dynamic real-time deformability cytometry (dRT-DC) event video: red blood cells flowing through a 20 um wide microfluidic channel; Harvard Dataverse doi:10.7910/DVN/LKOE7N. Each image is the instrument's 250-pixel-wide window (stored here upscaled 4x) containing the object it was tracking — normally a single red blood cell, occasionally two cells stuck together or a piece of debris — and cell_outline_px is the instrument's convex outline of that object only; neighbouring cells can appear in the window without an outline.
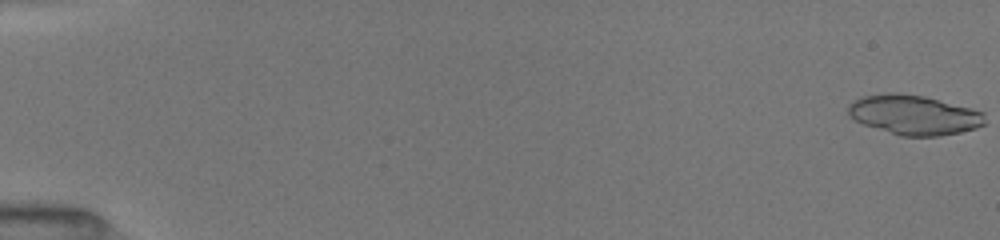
{"species": "common noctule bat (a hibernating species)", "species_latin": "Nyctalus noctula", "temperature_condition": "room temperature", "stored_images_in_passage": 33, "camera_frame_rate_fps": 3000, "um_per_image_px": 0.085, "animal": {"sex": "female", "body_mass_g": 19.5, "forearm_length_mm": 54.1}, "frame": {"image": 1, "passage_image": 1, "time_ms": 0.0, "image_size_px": [1000, 240], "cell_outline_px": [[984, 124], [976, 128], [960, 132], [940, 136], [900, 136], [864, 124], [856, 120], [848, 112], [848, 104], [864, 96], [924, 96], [984, 112]], "centroid_in_image_um": [77.75, 9.82], "position_along_channel_um": 7.3, "area_um2": 30.29}}
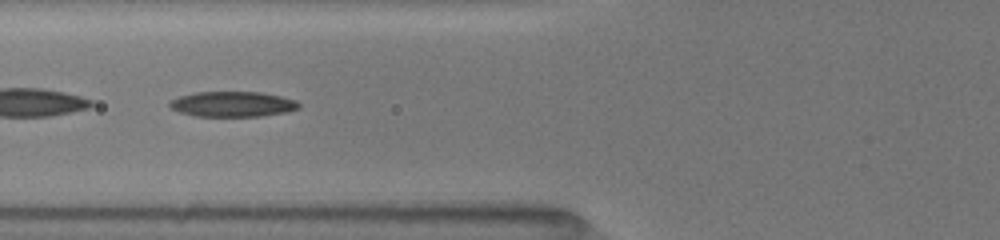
{"frame": {"image": 2, "passage_image": 19, "time_ms": 7.0, "image_size_px": [1000, 240], "cell_outline_px": [[300, 108], [288, 112], [260, 116], [196, 116], [180, 112], [168, 108], [168, 104], [172, 100], [180, 96], [192, 92], [260, 92], [280, 96], [296, 100], [300, 104]], "centroid_in_image_um": [19.77, 8.85], "position_along_channel_um": 106.0, "area_um2": 19.13}}
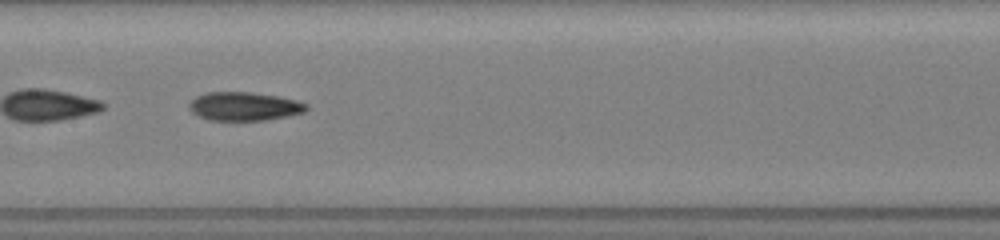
{"frame": {"image": 3, "passage_image": 24, "time_ms": 9.0, "image_size_px": [1000, 240], "cell_outline_px": [[308, 108], [304, 112], [288, 116], [264, 120], [208, 120], [192, 112], [188, 108], [188, 104], [196, 96], [204, 92], [252, 92], [276, 96], [296, 100], [308, 104]], "centroid_in_image_um": [20.74, 9.03], "position_along_channel_um": 186.7, "area_um2": 19.54}}